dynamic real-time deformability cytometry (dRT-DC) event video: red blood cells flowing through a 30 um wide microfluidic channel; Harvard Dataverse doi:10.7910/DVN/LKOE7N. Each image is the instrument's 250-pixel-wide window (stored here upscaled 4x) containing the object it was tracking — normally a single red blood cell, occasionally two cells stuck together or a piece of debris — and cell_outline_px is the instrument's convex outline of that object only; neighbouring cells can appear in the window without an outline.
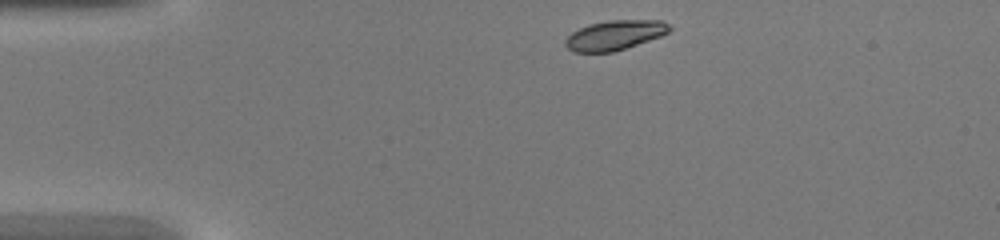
{"species": "common noctule bat (a hibernating species)", "species_latin": "Nyctalus noctula", "temperature_condition": "warm", "stored_images_in_passage": 37, "camera_frame_rate_fps": 3000, "um_per_image_px": 0.085, "animal": {"sex": "female", "body_mass_g": 20.0, "forearm_length_mm": 54.0}, "frame": {"image": 1, "passage_image": 1, "time_ms": 0.0, "image_size_px": [1000, 240], "cell_outline_px": [[672, 28], [668, 32], [660, 36], [612, 52], [572, 52], [564, 44], [564, 40], [572, 32], [588, 24], [608, 20], [664, 20]], "centroid_in_image_um": [52.23, 2.98], "position_along_channel_um": 32.8, "area_um2": 17.92}}
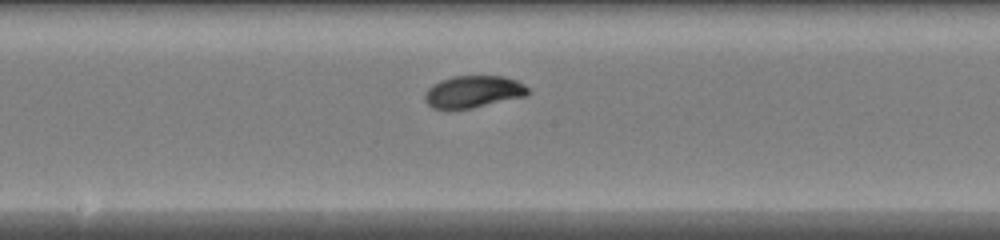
{"frame": {"image": 2, "passage_image": 16, "time_ms": 5.0, "image_size_px": [1000, 240], "cell_outline_px": [[532, 92], [528, 96], [472, 108], [432, 108], [424, 100], [424, 92], [432, 84], [440, 80], [452, 76], [504, 76], [516, 80], [524, 84]], "centroid_in_image_um": [40.26, 7.78], "position_along_channel_um": 207.9, "area_um2": 19.48}}
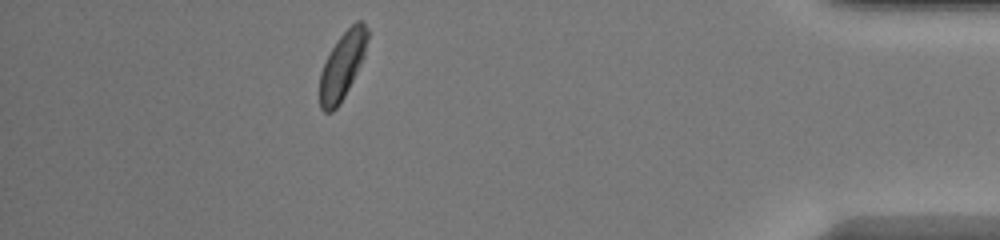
{"frame": {"image": 3, "passage_image": 32, "time_ms": 10.333, "image_size_px": [1000, 240], "cell_outline_px": [[368, 40], [364, 56], [344, 96], [336, 108], [332, 112], [324, 112], [320, 108], [320, 72], [336, 40], [356, 20], [364, 20], [368, 28]], "centroid_in_image_um": [29.11, 5.53], "position_along_channel_um": 406.1, "area_um2": 18.44}}